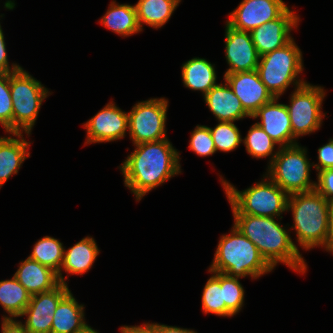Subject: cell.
I'll use <instances>...</instances> for the list:
<instances>
[{
	"mask_svg": "<svg viewBox=\"0 0 333 333\" xmlns=\"http://www.w3.org/2000/svg\"><path fill=\"white\" fill-rule=\"evenodd\" d=\"M256 71L267 90L277 98L292 83L295 88L307 83L297 80L303 71L302 52L293 38L283 47L260 56Z\"/></svg>",
	"mask_w": 333,
	"mask_h": 333,
	"instance_id": "6",
	"label": "cell"
},
{
	"mask_svg": "<svg viewBox=\"0 0 333 333\" xmlns=\"http://www.w3.org/2000/svg\"><path fill=\"white\" fill-rule=\"evenodd\" d=\"M234 225L250 239L260 254L274 269L277 263H284L290 269L304 274L305 260L292 241L287 229L277 223L274 217H261L248 214H233Z\"/></svg>",
	"mask_w": 333,
	"mask_h": 333,
	"instance_id": "2",
	"label": "cell"
},
{
	"mask_svg": "<svg viewBox=\"0 0 333 333\" xmlns=\"http://www.w3.org/2000/svg\"><path fill=\"white\" fill-rule=\"evenodd\" d=\"M214 64L204 58H192L182 65V80L189 89L201 91L205 96L217 85Z\"/></svg>",
	"mask_w": 333,
	"mask_h": 333,
	"instance_id": "24",
	"label": "cell"
},
{
	"mask_svg": "<svg viewBox=\"0 0 333 333\" xmlns=\"http://www.w3.org/2000/svg\"><path fill=\"white\" fill-rule=\"evenodd\" d=\"M204 100L218 122H234L244 117L251 118L226 81L224 85L220 83L211 88L204 96Z\"/></svg>",
	"mask_w": 333,
	"mask_h": 333,
	"instance_id": "18",
	"label": "cell"
},
{
	"mask_svg": "<svg viewBox=\"0 0 333 333\" xmlns=\"http://www.w3.org/2000/svg\"><path fill=\"white\" fill-rule=\"evenodd\" d=\"M64 247L58 239L45 236L37 241L29 258L58 273L64 257Z\"/></svg>",
	"mask_w": 333,
	"mask_h": 333,
	"instance_id": "27",
	"label": "cell"
},
{
	"mask_svg": "<svg viewBox=\"0 0 333 333\" xmlns=\"http://www.w3.org/2000/svg\"><path fill=\"white\" fill-rule=\"evenodd\" d=\"M213 275L206 282L202 293V309L204 313L231 317L233 314L226 308L223 288H221V273L209 271Z\"/></svg>",
	"mask_w": 333,
	"mask_h": 333,
	"instance_id": "28",
	"label": "cell"
},
{
	"mask_svg": "<svg viewBox=\"0 0 333 333\" xmlns=\"http://www.w3.org/2000/svg\"><path fill=\"white\" fill-rule=\"evenodd\" d=\"M242 142L248 154L257 159L271 155L269 162L271 163L277 154V152L273 154L274 146L277 143L256 123L251 126Z\"/></svg>",
	"mask_w": 333,
	"mask_h": 333,
	"instance_id": "29",
	"label": "cell"
},
{
	"mask_svg": "<svg viewBox=\"0 0 333 333\" xmlns=\"http://www.w3.org/2000/svg\"><path fill=\"white\" fill-rule=\"evenodd\" d=\"M76 333H98L95 331L91 326H85L82 330L76 332Z\"/></svg>",
	"mask_w": 333,
	"mask_h": 333,
	"instance_id": "41",
	"label": "cell"
},
{
	"mask_svg": "<svg viewBox=\"0 0 333 333\" xmlns=\"http://www.w3.org/2000/svg\"><path fill=\"white\" fill-rule=\"evenodd\" d=\"M287 9L282 0H242L229 14L227 23L237 30L251 32L262 24L279 18Z\"/></svg>",
	"mask_w": 333,
	"mask_h": 333,
	"instance_id": "12",
	"label": "cell"
},
{
	"mask_svg": "<svg viewBox=\"0 0 333 333\" xmlns=\"http://www.w3.org/2000/svg\"><path fill=\"white\" fill-rule=\"evenodd\" d=\"M290 209L299 245L306 250L320 245L326 249L332 203L312 190L289 195L287 210Z\"/></svg>",
	"mask_w": 333,
	"mask_h": 333,
	"instance_id": "3",
	"label": "cell"
},
{
	"mask_svg": "<svg viewBox=\"0 0 333 333\" xmlns=\"http://www.w3.org/2000/svg\"><path fill=\"white\" fill-rule=\"evenodd\" d=\"M20 68L21 66L17 64H12V67L9 66L4 34L0 25V74L12 73L19 70Z\"/></svg>",
	"mask_w": 333,
	"mask_h": 333,
	"instance_id": "36",
	"label": "cell"
},
{
	"mask_svg": "<svg viewBox=\"0 0 333 333\" xmlns=\"http://www.w3.org/2000/svg\"><path fill=\"white\" fill-rule=\"evenodd\" d=\"M274 97L262 105L251 118H260L257 122L261 128L280 146L289 147L298 144L293 136L292 126L286 104L277 103ZM295 141V142H294Z\"/></svg>",
	"mask_w": 333,
	"mask_h": 333,
	"instance_id": "17",
	"label": "cell"
},
{
	"mask_svg": "<svg viewBox=\"0 0 333 333\" xmlns=\"http://www.w3.org/2000/svg\"><path fill=\"white\" fill-rule=\"evenodd\" d=\"M272 270L256 245L233 225L230 235L220 237L214 260L208 271L257 279Z\"/></svg>",
	"mask_w": 333,
	"mask_h": 333,
	"instance_id": "4",
	"label": "cell"
},
{
	"mask_svg": "<svg viewBox=\"0 0 333 333\" xmlns=\"http://www.w3.org/2000/svg\"><path fill=\"white\" fill-rule=\"evenodd\" d=\"M2 333H29L21 321L2 319Z\"/></svg>",
	"mask_w": 333,
	"mask_h": 333,
	"instance_id": "37",
	"label": "cell"
},
{
	"mask_svg": "<svg viewBox=\"0 0 333 333\" xmlns=\"http://www.w3.org/2000/svg\"><path fill=\"white\" fill-rule=\"evenodd\" d=\"M14 137H0V188L13 175L17 174L24 160L30 157L27 151L30 142L22 133H11ZM23 137V138H22Z\"/></svg>",
	"mask_w": 333,
	"mask_h": 333,
	"instance_id": "21",
	"label": "cell"
},
{
	"mask_svg": "<svg viewBox=\"0 0 333 333\" xmlns=\"http://www.w3.org/2000/svg\"><path fill=\"white\" fill-rule=\"evenodd\" d=\"M127 156L120 170L124 184L140 201L146 193L181 173L179 152L166 138L143 142Z\"/></svg>",
	"mask_w": 333,
	"mask_h": 333,
	"instance_id": "1",
	"label": "cell"
},
{
	"mask_svg": "<svg viewBox=\"0 0 333 333\" xmlns=\"http://www.w3.org/2000/svg\"><path fill=\"white\" fill-rule=\"evenodd\" d=\"M121 333H157L156 323H145L142 326H122Z\"/></svg>",
	"mask_w": 333,
	"mask_h": 333,
	"instance_id": "38",
	"label": "cell"
},
{
	"mask_svg": "<svg viewBox=\"0 0 333 333\" xmlns=\"http://www.w3.org/2000/svg\"><path fill=\"white\" fill-rule=\"evenodd\" d=\"M209 129L216 151H233L242 142L240 131L234 122L219 121L214 128Z\"/></svg>",
	"mask_w": 333,
	"mask_h": 333,
	"instance_id": "30",
	"label": "cell"
},
{
	"mask_svg": "<svg viewBox=\"0 0 333 333\" xmlns=\"http://www.w3.org/2000/svg\"><path fill=\"white\" fill-rule=\"evenodd\" d=\"M326 251L333 254V211L330 213L329 232L327 237Z\"/></svg>",
	"mask_w": 333,
	"mask_h": 333,
	"instance_id": "40",
	"label": "cell"
},
{
	"mask_svg": "<svg viewBox=\"0 0 333 333\" xmlns=\"http://www.w3.org/2000/svg\"><path fill=\"white\" fill-rule=\"evenodd\" d=\"M167 107L165 98H151L133 106L128 113V131L134 145L167 138Z\"/></svg>",
	"mask_w": 333,
	"mask_h": 333,
	"instance_id": "10",
	"label": "cell"
},
{
	"mask_svg": "<svg viewBox=\"0 0 333 333\" xmlns=\"http://www.w3.org/2000/svg\"><path fill=\"white\" fill-rule=\"evenodd\" d=\"M224 79L250 116L274 98L261 81L256 70L225 73Z\"/></svg>",
	"mask_w": 333,
	"mask_h": 333,
	"instance_id": "15",
	"label": "cell"
},
{
	"mask_svg": "<svg viewBox=\"0 0 333 333\" xmlns=\"http://www.w3.org/2000/svg\"><path fill=\"white\" fill-rule=\"evenodd\" d=\"M10 91L13 106V133L29 136L40 107L51 93L22 67L10 73Z\"/></svg>",
	"mask_w": 333,
	"mask_h": 333,
	"instance_id": "7",
	"label": "cell"
},
{
	"mask_svg": "<svg viewBox=\"0 0 333 333\" xmlns=\"http://www.w3.org/2000/svg\"><path fill=\"white\" fill-rule=\"evenodd\" d=\"M307 149L298 144L279 147L273 161L268 165L266 175L288 195L315 190L310 181V164Z\"/></svg>",
	"mask_w": 333,
	"mask_h": 333,
	"instance_id": "8",
	"label": "cell"
},
{
	"mask_svg": "<svg viewBox=\"0 0 333 333\" xmlns=\"http://www.w3.org/2000/svg\"><path fill=\"white\" fill-rule=\"evenodd\" d=\"M100 250L92 237H85L70 247L64 250L63 262L57 277L60 283L67 285V277L62 276V268L69 274H80L88 272L96 260Z\"/></svg>",
	"mask_w": 333,
	"mask_h": 333,
	"instance_id": "20",
	"label": "cell"
},
{
	"mask_svg": "<svg viewBox=\"0 0 333 333\" xmlns=\"http://www.w3.org/2000/svg\"><path fill=\"white\" fill-rule=\"evenodd\" d=\"M87 132V142H110L125 137L128 130V112H123L113 102H109L84 125Z\"/></svg>",
	"mask_w": 333,
	"mask_h": 333,
	"instance_id": "13",
	"label": "cell"
},
{
	"mask_svg": "<svg viewBox=\"0 0 333 333\" xmlns=\"http://www.w3.org/2000/svg\"><path fill=\"white\" fill-rule=\"evenodd\" d=\"M266 179L238 191L231 183L221 179L233 214L261 217H279L287 211L289 195L266 175Z\"/></svg>",
	"mask_w": 333,
	"mask_h": 333,
	"instance_id": "5",
	"label": "cell"
},
{
	"mask_svg": "<svg viewBox=\"0 0 333 333\" xmlns=\"http://www.w3.org/2000/svg\"><path fill=\"white\" fill-rule=\"evenodd\" d=\"M312 164L317 171L333 168V139L318 149V164Z\"/></svg>",
	"mask_w": 333,
	"mask_h": 333,
	"instance_id": "35",
	"label": "cell"
},
{
	"mask_svg": "<svg viewBox=\"0 0 333 333\" xmlns=\"http://www.w3.org/2000/svg\"><path fill=\"white\" fill-rule=\"evenodd\" d=\"M0 124L13 133V106L10 91V73L0 74Z\"/></svg>",
	"mask_w": 333,
	"mask_h": 333,
	"instance_id": "32",
	"label": "cell"
},
{
	"mask_svg": "<svg viewBox=\"0 0 333 333\" xmlns=\"http://www.w3.org/2000/svg\"><path fill=\"white\" fill-rule=\"evenodd\" d=\"M70 291L67 285L59 283L52 290L31 295L30 302L22 316H27L25 329L29 333H51L55 310L60 300Z\"/></svg>",
	"mask_w": 333,
	"mask_h": 333,
	"instance_id": "11",
	"label": "cell"
},
{
	"mask_svg": "<svg viewBox=\"0 0 333 333\" xmlns=\"http://www.w3.org/2000/svg\"><path fill=\"white\" fill-rule=\"evenodd\" d=\"M289 8L275 20L266 22L253 29L252 41L260 56L286 45L292 37L290 32L297 28L299 17Z\"/></svg>",
	"mask_w": 333,
	"mask_h": 333,
	"instance_id": "16",
	"label": "cell"
},
{
	"mask_svg": "<svg viewBox=\"0 0 333 333\" xmlns=\"http://www.w3.org/2000/svg\"><path fill=\"white\" fill-rule=\"evenodd\" d=\"M99 22L123 37L142 31L137 20L135 5L116 4L115 1H112L106 14Z\"/></svg>",
	"mask_w": 333,
	"mask_h": 333,
	"instance_id": "23",
	"label": "cell"
},
{
	"mask_svg": "<svg viewBox=\"0 0 333 333\" xmlns=\"http://www.w3.org/2000/svg\"><path fill=\"white\" fill-rule=\"evenodd\" d=\"M315 190L323 195L327 201H333V168L318 171Z\"/></svg>",
	"mask_w": 333,
	"mask_h": 333,
	"instance_id": "34",
	"label": "cell"
},
{
	"mask_svg": "<svg viewBox=\"0 0 333 333\" xmlns=\"http://www.w3.org/2000/svg\"><path fill=\"white\" fill-rule=\"evenodd\" d=\"M19 265L13 276L31 295L52 290L60 283L55 271L29 257Z\"/></svg>",
	"mask_w": 333,
	"mask_h": 333,
	"instance_id": "19",
	"label": "cell"
},
{
	"mask_svg": "<svg viewBox=\"0 0 333 333\" xmlns=\"http://www.w3.org/2000/svg\"><path fill=\"white\" fill-rule=\"evenodd\" d=\"M157 333H197L190 329H184L176 326H167L164 324L156 323Z\"/></svg>",
	"mask_w": 333,
	"mask_h": 333,
	"instance_id": "39",
	"label": "cell"
},
{
	"mask_svg": "<svg viewBox=\"0 0 333 333\" xmlns=\"http://www.w3.org/2000/svg\"><path fill=\"white\" fill-rule=\"evenodd\" d=\"M225 58L229 69L225 73L256 70L260 55L252 41L251 33L237 30L226 22Z\"/></svg>",
	"mask_w": 333,
	"mask_h": 333,
	"instance_id": "14",
	"label": "cell"
},
{
	"mask_svg": "<svg viewBox=\"0 0 333 333\" xmlns=\"http://www.w3.org/2000/svg\"><path fill=\"white\" fill-rule=\"evenodd\" d=\"M238 279L239 277L221 273L225 306L233 315H236L244 305V289Z\"/></svg>",
	"mask_w": 333,
	"mask_h": 333,
	"instance_id": "31",
	"label": "cell"
},
{
	"mask_svg": "<svg viewBox=\"0 0 333 333\" xmlns=\"http://www.w3.org/2000/svg\"><path fill=\"white\" fill-rule=\"evenodd\" d=\"M181 0H138L135 5L141 30L143 23L155 29L168 22Z\"/></svg>",
	"mask_w": 333,
	"mask_h": 333,
	"instance_id": "25",
	"label": "cell"
},
{
	"mask_svg": "<svg viewBox=\"0 0 333 333\" xmlns=\"http://www.w3.org/2000/svg\"><path fill=\"white\" fill-rule=\"evenodd\" d=\"M31 294L13 276L10 280L0 281V304L9 316L3 319L20 317L30 302Z\"/></svg>",
	"mask_w": 333,
	"mask_h": 333,
	"instance_id": "26",
	"label": "cell"
},
{
	"mask_svg": "<svg viewBox=\"0 0 333 333\" xmlns=\"http://www.w3.org/2000/svg\"><path fill=\"white\" fill-rule=\"evenodd\" d=\"M324 97L325 91L321 86L305 83L295 89L290 105H286L295 138L319 130L322 119L326 116L321 111Z\"/></svg>",
	"mask_w": 333,
	"mask_h": 333,
	"instance_id": "9",
	"label": "cell"
},
{
	"mask_svg": "<svg viewBox=\"0 0 333 333\" xmlns=\"http://www.w3.org/2000/svg\"><path fill=\"white\" fill-rule=\"evenodd\" d=\"M87 326L84 305L78 304L71 291L59 302L53 316L51 333H76Z\"/></svg>",
	"mask_w": 333,
	"mask_h": 333,
	"instance_id": "22",
	"label": "cell"
},
{
	"mask_svg": "<svg viewBox=\"0 0 333 333\" xmlns=\"http://www.w3.org/2000/svg\"><path fill=\"white\" fill-rule=\"evenodd\" d=\"M189 149L199 156H210L216 152L212 134L208 126L197 125L191 134Z\"/></svg>",
	"mask_w": 333,
	"mask_h": 333,
	"instance_id": "33",
	"label": "cell"
}]
</instances>
